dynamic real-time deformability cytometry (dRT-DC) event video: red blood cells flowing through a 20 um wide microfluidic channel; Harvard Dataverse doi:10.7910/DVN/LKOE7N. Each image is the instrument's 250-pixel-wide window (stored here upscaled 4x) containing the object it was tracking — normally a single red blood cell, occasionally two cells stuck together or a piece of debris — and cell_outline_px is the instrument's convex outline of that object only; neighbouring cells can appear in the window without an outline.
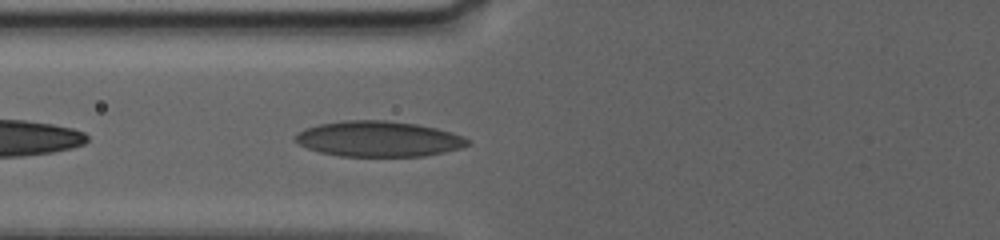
{"species": "human", "species_latin": "Homo sapiens", "temperature_condition": "warm", "stored_images_in_passage": 59, "segment_of_instrument_passage": [2, 2], "camera_frame_rate_fps": 3000, "um_per_image_px": 0.085, "donor": {"sex": "female"}, "frame": {"image": 1, "passage_image": 27, "time_ms": 10.667, "image_size_px": [1000, 240], "cell_outline_px": [[472, 144], [460, 148], [444, 152], [424, 156], [340, 156], [320, 152], [308, 148], [300, 144], [296, 140], [296, 136], [304, 128], [320, 124], [344, 120], [384, 120], [416, 124], [436, 128], [452, 132], [464, 136]], "centroid_in_image_um": [32.22, 11.81], "position_along_channel_um": 93.6, "area_um2": 35.55}}
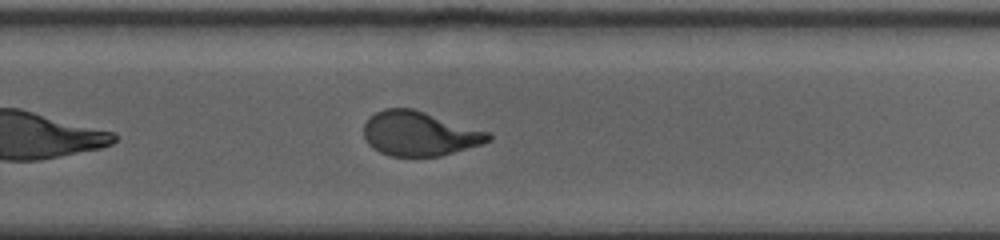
{"frame": {"image": 2, "passage_image": 43, "time_ms": 17.0, "image_size_px": [1000, 240], "cell_outline_px": [[492, 140], [484, 144], [440, 156], [392, 156], [380, 152], [372, 148], [368, 144], [364, 136], [364, 124], [368, 116], [384, 108], [412, 108], [492, 132]], "centroid_in_image_um": [35.68, 11.35], "position_along_channel_um": 294.1, "area_um2": 32.66}}
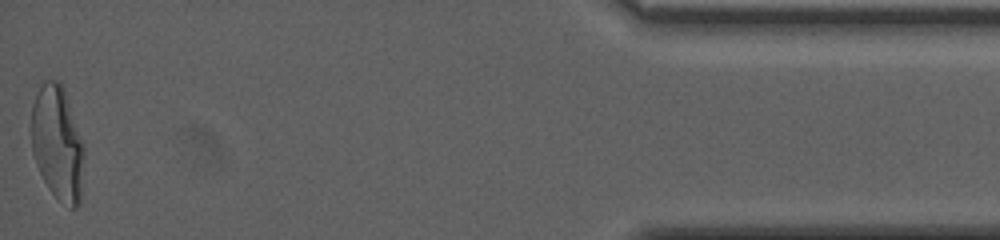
{"frame": {"image": 3, "passage_image": 59, "time_ms": 23.333, "image_size_px": [1000, 240], "cell_outline_px": [[84, 152], [80, 204], [76, 208], [72, 208], [56, 196], [48, 188], [36, 164], [32, 152], [32, 104], [40, 84], [44, 80], [60, 80], [64, 88], [84, 144]], "centroid_in_image_um": [4.89, 12.13], "position_along_channel_um": 430.3, "area_um2": 35.14}}